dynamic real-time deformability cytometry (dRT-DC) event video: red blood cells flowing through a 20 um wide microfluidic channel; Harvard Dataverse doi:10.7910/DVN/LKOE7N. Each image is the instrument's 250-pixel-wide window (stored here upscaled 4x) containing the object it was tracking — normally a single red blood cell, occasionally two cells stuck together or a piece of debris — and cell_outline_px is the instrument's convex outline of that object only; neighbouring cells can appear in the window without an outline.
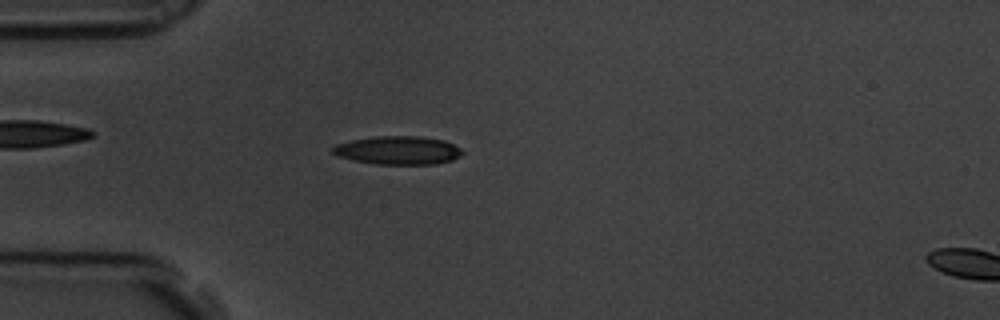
{"species": "common noctule bat (a hibernating species)", "species_latin": "Nyctalus noctula", "temperature_condition": "room temperature", "stored_images_in_passage": 58, "camera_frame_rate_fps": 3000, "um_per_image_px": 0.085, "animal": {"sex": "male", "body_mass_g": 19.5, "forearm_length_mm": 54.6}, "frame": {"image": 1, "passage_image": 16, "time_ms": 5.0, "image_size_px": [1000, 320], "cell_outline_px": [[464, 152], [460, 156], [452, 160], [436, 164], [372, 164], [336, 156], [332, 152], [332, 148], [336, 144], [352, 140], [376, 136], [416, 136], [444, 140], [460, 148]], "centroid_in_image_um": [33.82, 12.78], "position_along_channel_um": 51.2, "area_um2": 21.44}}
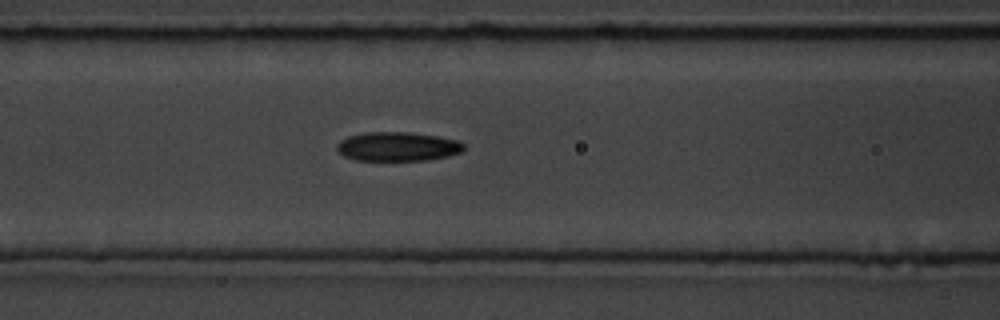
{"frame": {"image": 2, "passage_image": 24, "time_ms": 7.667, "image_size_px": [1000, 320], "cell_outline_px": [[464, 148], [460, 152], [448, 156], [424, 160], [356, 160], [344, 156], [336, 148], [336, 144], [340, 140], [348, 136], [364, 132], [404, 132], [436, 136], [456, 140], [464, 144]], "centroid_in_image_um": [33.75, 12.45], "position_along_channel_um": 132.8, "area_um2": 21.33}}
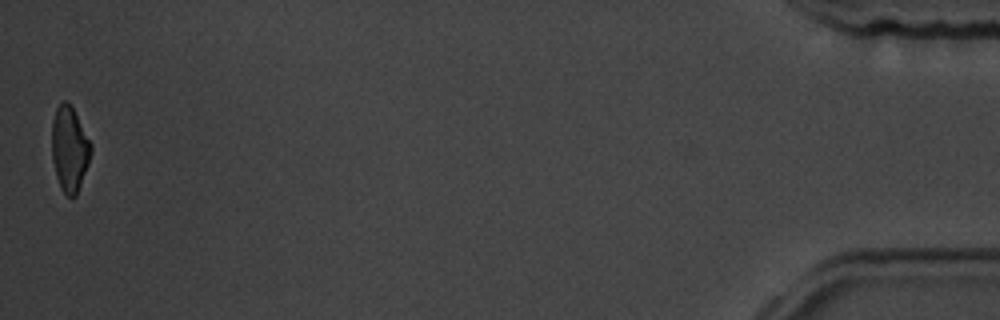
{"frame": {"image": 3, "passage_image": 58, "time_ms": 19.0, "image_size_px": [1000, 320], "cell_outline_px": [[92, 152], [88, 164], [76, 196], [68, 196], [60, 188], [56, 176], [52, 160], [52, 120], [56, 108], [64, 100], [68, 100], [92, 144]], "centroid_in_image_um": [5.9, 12.65], "position_along_channel_um": 429.3, "area_um2": 19.36}, "authors_computed_cell_mechanics": {"area_um2": 20.6057, "velocity_mm_per_s": 3.4628, "shape_relaxation_time_tau1_ms": 3.926, "shape_relaxation_time_tau2_ms": 3.6609, "deformation_change_tau1": 0.1678, "deformation_change_tau2": 0.1228}}